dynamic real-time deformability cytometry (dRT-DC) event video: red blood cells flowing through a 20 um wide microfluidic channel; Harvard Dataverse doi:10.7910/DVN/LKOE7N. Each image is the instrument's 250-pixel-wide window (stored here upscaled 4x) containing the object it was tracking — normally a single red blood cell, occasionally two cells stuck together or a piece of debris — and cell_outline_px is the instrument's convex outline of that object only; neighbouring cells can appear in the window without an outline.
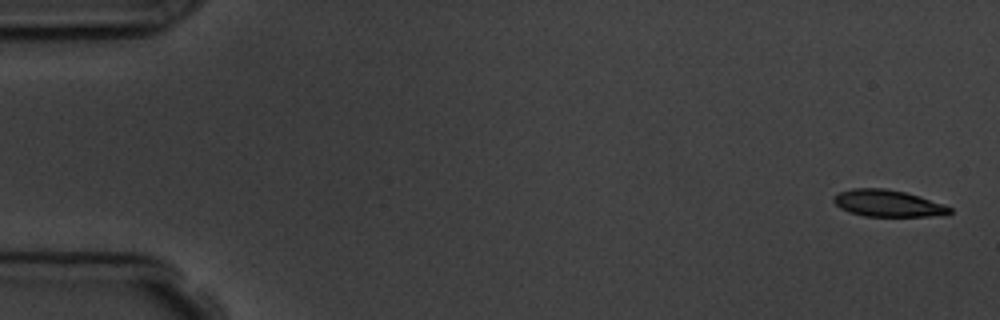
{"species": "common noctule bat (a hibernating species)", "species_latin": "Nyctalus noctula", "temperature_condition": "room temperature", "stored_images_in_passage": 5, "camera_frame_rate_fps": 3000, "um_per_image_px": 0.085, "animal": {"sex": "male", "body_mass_g": 19.5, "forearm_length_mm": 54.6}, "frame": {"image": 1, "passage_image": 1, "time_ms": 0.0, "image_size_px": [1000, 320], "cell_outline_px": [[952, 212], [944, 216], [864, 216], [848, 212], [840, 208], [832, 200], [832, 196], [840, 192], [852, 188], [884, 188], [904, 192], [920, 196], [944, 204], [952, 208]], "centroid_in_image_um": [75.47, 17.29], "position_along_channel_um": 9.5, "area_um2": 18.26}}
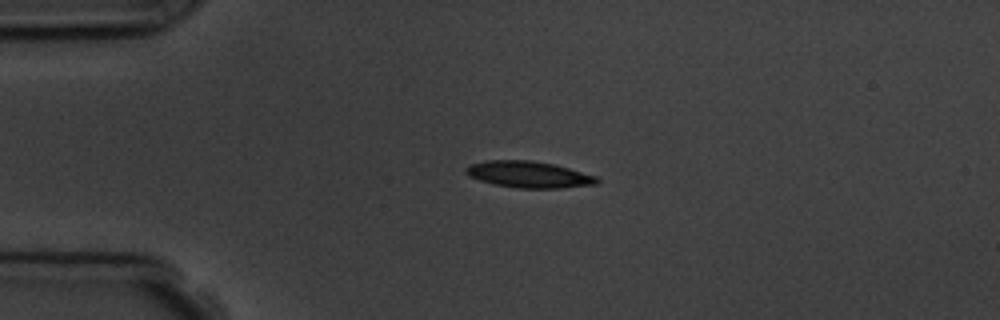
{"frame": {"image": 2, "passage_image": 4, "time_ms": 3.667, "image_size_px": [1000, 320], "cell_outline_px": [[600, 180], [596, 184], [560, 188], [516, 188], [496, 184], [480, 180], [468, 176], [464, 172], [464, 168], [472, 164], [488, 160], [532, 160], [556, 164], [596, 176]], "centroid_in_image_um": [44.95, 14.82], "position_along_channel_um": 40.1, "area_um2": 20.23}}